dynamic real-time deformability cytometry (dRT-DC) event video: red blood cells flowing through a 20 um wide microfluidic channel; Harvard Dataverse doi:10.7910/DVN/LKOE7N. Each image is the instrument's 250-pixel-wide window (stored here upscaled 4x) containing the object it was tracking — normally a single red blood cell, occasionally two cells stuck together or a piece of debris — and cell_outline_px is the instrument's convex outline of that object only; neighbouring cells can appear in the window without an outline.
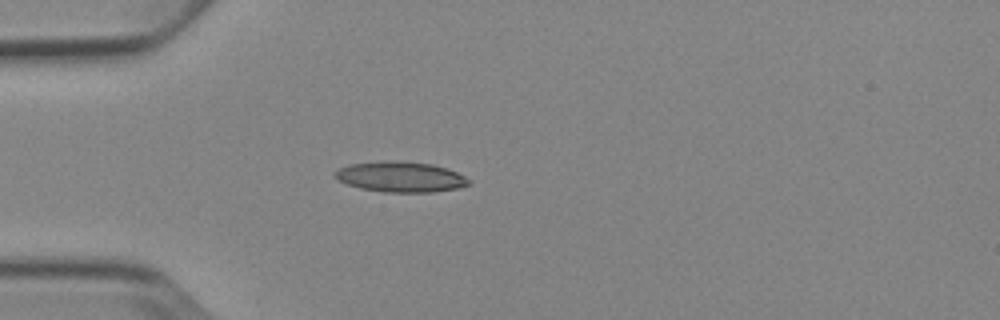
{"species": "Egyptian fruit bat (a non-hibernating species)", "species_latin": "Rousettus aegyptiacus", "temperature_condition": "cold", "stored_images_in_passage": 5, "camera_frame_rate_fps": 3000, "um_per_image_px": 0.085, "animal": {"sex": "female"}, "frame": {"image": 1, "passage_image": 4, "time_ms": 3.667, "image_size_px": [1000, 320], "cell_outline_px": [[468, 184], [460, 188], [432, 192], [384, 192], [360, 188], [348, 184], [332, 176], [332, 172], [348, 164], [380, 160], [396, 160], [432, 164], [448, 168], [464, 176], [468, 180]], "centroid_in_image_um": [34.0, 15.02], "position_along_channel_um": 51.0, "area_um2": 23.93}}